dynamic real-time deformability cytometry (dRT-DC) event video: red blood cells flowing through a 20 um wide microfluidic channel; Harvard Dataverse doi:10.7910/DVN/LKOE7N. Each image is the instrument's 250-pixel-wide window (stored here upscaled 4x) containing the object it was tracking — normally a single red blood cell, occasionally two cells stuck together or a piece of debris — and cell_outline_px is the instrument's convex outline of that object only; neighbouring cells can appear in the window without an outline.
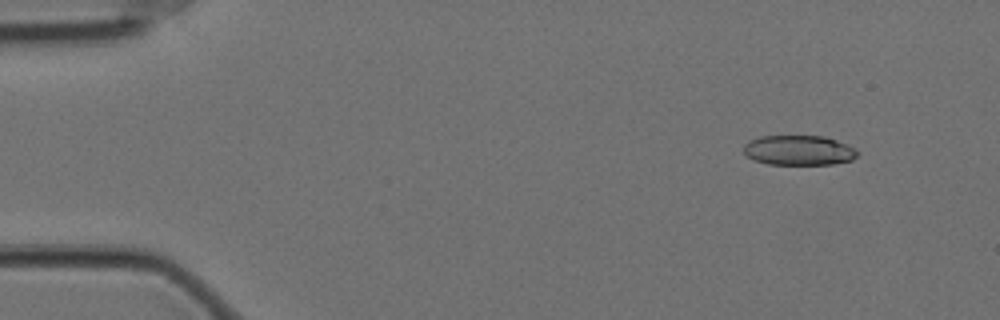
{"species": "Egyptian fruit bat (a non-hibernating species)", "species_latin": "Rousettus aegyptiacus", "temperature_condition": "cold", "stored_images_in_passage": 25, "camera_frame_rate_fps": 3000, "um_per_image_px": 0.085, "animal": {"sex": "female"}, "frame": {"image": 1, "passage_image": 5, "time_ms": 1.333, "image_size_px": [1000, 320], "cell_outline_px": [[860, 152], [852, 160], [832, 164], [768, 164], [756, 160], [748, 156], [744, 152], [744, 144], [748, 140], [760, 136], [824, 136], [836, 140]], "centroid_in_image_um": [67.88, 12.77], "position_along_channel_um": 17.1, "area_um2": 19.65}}
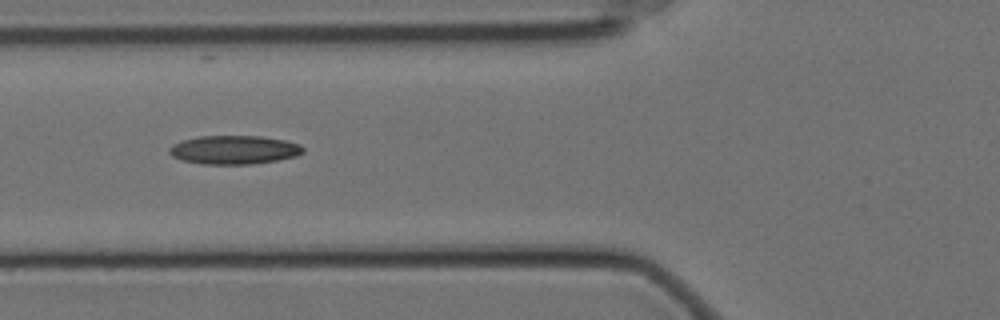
{"frame": {"image": 2, "passage_image": 21, "time_ms": 6.667, "image_size_px": [1000, 320], "cell_outline_px": [[304, 152], [296, 156], [276, 160], [252, 164], [204, 164], [180, 160], [172, 156], [168, 152], [168, 148], [172, 144], [184, 140], [200, 136], [260, 136], [284, 140], [300, 144], [304, 148]], "centroid_in_image_um": [19.88, 12.73], "position_along_channel_um": 105.9, "area_um2": 22.37}}
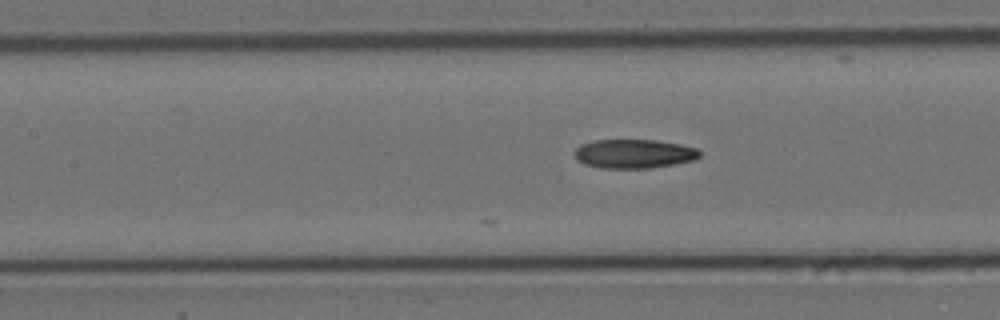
{"frame": {"image": 3, "passage_image": 25, "time_ms": 8.0, "image_size_px": [1000, 320], "cell_outline_px": [[700, 156], [692, 160], [672, 164], [648, 168], [600, 168], [584, 164], [576, 160], [576, 148], [580, 144], [592, 140], [656, 140], [680, 144], [696, 148], [700, 152]], "centroid_in_image_um": [53.85, 13.06], "position_along_channel_um": 153.6, "area_um2": 21.04}}